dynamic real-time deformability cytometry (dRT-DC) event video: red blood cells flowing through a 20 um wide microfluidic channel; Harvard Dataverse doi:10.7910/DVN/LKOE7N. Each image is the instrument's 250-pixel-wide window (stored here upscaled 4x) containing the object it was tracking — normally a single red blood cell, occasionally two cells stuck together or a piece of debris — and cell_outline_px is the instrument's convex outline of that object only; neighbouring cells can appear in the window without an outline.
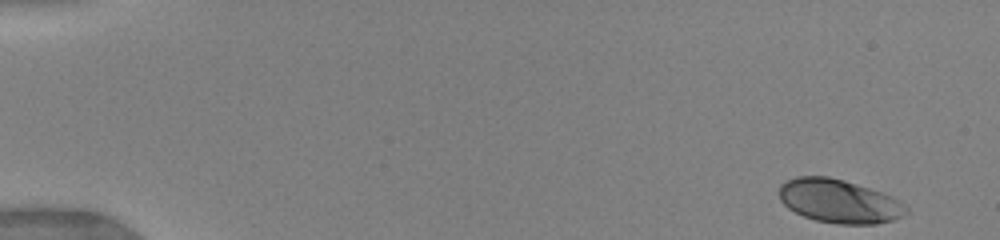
{"species": "human", "species_latin": "Homo sapiens", "temperature_condition": "warm", "stored_images_in_passage": 60, "camera_frame_rate_fps": 3000, "um_per_image_px": 0.085, "donor": {"sex": "female"}, "frame": {"image": 1, "passage_image": 1, "time_ms": 0.0, "image_size_px": [1000, 240], "cell_outline_px": [[908, 212], [892, 220], [876, 224], [840, 224], [816, 220], [804, 216], [788, 208], [780, 200], [780, 184], [796, 176], [828, 176], [844, 180], [892, 196], [908, 208]], "centroid_in_image_um": [71.3, 17.1], "position_along_channel_um": 13.7, "area_um2": 31.96}}
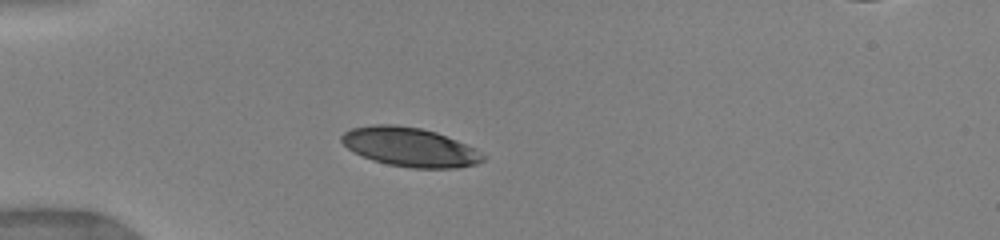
{"frame": {"image": 2, "passage_image": 19, "time_ms": 4.0, "image_size_px": [1000, 240], "cell_outline_px": [[488, 156], [484, 160], [476, 164], [456, 168], [412, 168], [388, 164], [372, 160], [348, 148], [340, 140], [340, 136], [344, 132], [352, 128], [372, 124], [396, 124], [420, 128], [436, 132], [476, 148]], "centroid_in_image_um": [34.87, 12.49], "position_along_channel_um": 50.1, "area_um2": 32.25}}